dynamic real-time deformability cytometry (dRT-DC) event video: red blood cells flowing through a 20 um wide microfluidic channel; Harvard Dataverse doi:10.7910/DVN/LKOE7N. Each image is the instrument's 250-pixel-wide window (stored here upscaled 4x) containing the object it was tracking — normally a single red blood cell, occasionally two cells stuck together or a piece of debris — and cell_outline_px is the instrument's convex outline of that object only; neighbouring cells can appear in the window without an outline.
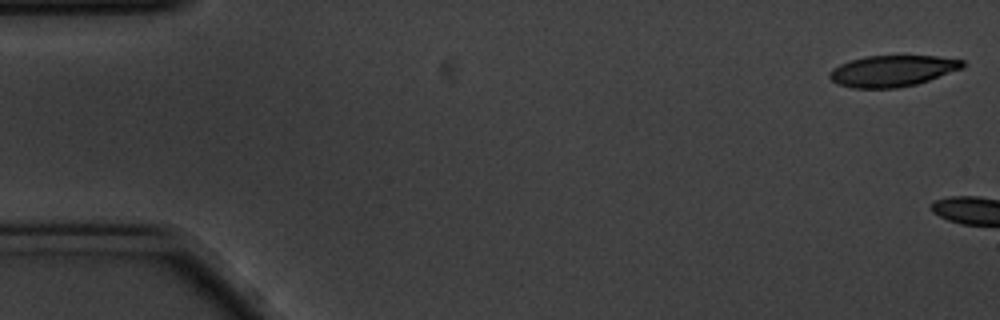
{"species": "common noctule bat (a hibernating species)", "species_latin": "Nyctalus noctula", "temperature_condition": "cold", "stored_images_in_passage": 4, "camera_frame_rate_fps": 3000, "um_per_image_px": 0.085, "animal": {"sex": "male", "body_mass_g": 20.1, "forearm_length_mm": 53.5}, "frame": {"image": 1, "passage_image": 1, "time_ms": 0.0, "image_size_px": [1000, 320], "cell_outline_px": [[964, 68], [916, 84], [896, 88], [852, 88], [836, 84], [828, 76], [832, 68], [840, 64], [864, 56], [936, 56], [964, 60]], "centroid_in_image_um": [75.84, 6.03], "position_along_channel_um": 9.2, "area_um2": 24.16}}